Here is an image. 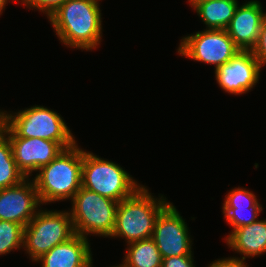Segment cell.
<instances>
[{"instance_id":"1","label":"cell","mask_w":266,"mask_h":267,"mask_svg":"<svg viewBox=\"0 0 266 267\" xmlns=\"http://www.w3.org/2000/svg\"><path fill=\"white\" fill-rule=\"evenodd\" d=\"M100 0H67L49 18L55 35L69 48L89 51L102 38Z\"/></svg>"},{"instance_id":"2","label":"cell","mask_w":266,"mask_h":267,"mask_svg":"<svg viewBox=\"0 0 266 267\" xmlns=\"http://www.w3.org/2000/svg\"><path fill=\"white\" fill-rule=\"evenodd\" d=\"M79 147L76 142L64 149L32 178L42 205L72 200L82 187L83 150Z\"/></svg>"},{"instance_id":"3","label":"cell","mask_w":266,"mask_h":267,"mask_svg":"<svg viewBox=\"0 0 266 267\" xmlns=\"http://www.w3.org/2000/svg\"><path fill=\"white\" fill-rule=\"evenodd\" d=\"M1 130L8 137L43 138L59 142L65 149L77 141L59 113L48 107L35 105L17 113L2 110Z\"/></svg>"},{"instance_id":"4","label":"cell","mask_w":266,"mask_h":267,"mask_svg":"<svg viewBox=\"0 0 266 267\" xmlns=\"http://www.w3.org/2000/svg\"><path fill=\"white\" fill-rule=\"evenodd\" d=\"M168 203L166 197L156 198L148 188L141 186L133 195L119 202L110 237L125 238L127 244L151 238L156 218Z\"/></svg>"},{"instance_id":"5","label":"cell","mask_w":266,"mask_h":267,"mask_svg":"<svg viewBox=\"0 0 266 267\" xmlns=\"http://www.w3.org/2000/svg\"><path fill=\"white\" fill-rule=\"evenodd\" d=\"M82 187L120 202L141 186L119 164L83 149Z\"/></svg>"},{"instance_id":"6","label":"cell","mask_w":266,"mask_h":267,"mask_svg":"<svg viewBox=\"0 0 266 267\" xmlns=\"http://www.w3.org/2000/svg\"><path fill=\"white\" fill-rule=\"evenodd\" d=\"M69 210L75 234L111 236L119 202L81 187L71 200Z\"/></svg>"},{"instance_id":"7","label":"cell","mask_w":266,"mask_h":267,"mask_svg":"<svg viewBox=\"0 0 266 267\" xmlns=\"http://www.w3.org/2000/svg\"><path fill=\"white\" fill-rule=\"evenodd\" d=\"M40 209L24 227L23 249L33 262L75 235L69 211Z\"/></svg>"},{"instance_id":"8","label":"cell","mask_w":266,"mask_h":267,"mask_svg":"<svg viewBox=\"0 0 266 267\" xmlns=\"http://www.w3.org/2000/svg\"><path fill=\"white\" fill-rule=\"evenodd\" d=\"M177 52L197 62L214 65V69L227 63L238 51L227 30L204 29L183 37Z\"/></svg>"},{"instance_id":"9","label":"cell","mask_w":266,"mask_h":267,"mask_svg":"<svg viewBox=\"0 0 266 267\" xmlns=\"http://www.w3.org/2000/svg\"><path fill=\"white\" fill-rule=\"evenodd\" d=\"M188 230L185 219L169 202L157 216L151 237L162 258L193 255V243Z\"/></svg>"},{"instance_id":"10","label":"cell","mask_w":266,"mask_h":267,"mask_svg":"<svg viewBox=\"0 0 266 267\" xmlns=\"http://www.w3.org/2000/svg\"><path fill=\"white\" fill-rule=\"evenodd\" d=\"M214 72L222 90L229 94L242 95L259 82L261 66L252 51L240 50Z\"/></svg>"},{"instance_id":"11","label":"cell","mask_w":266,"mask_h":267,"mask_svg":"<svg viewBox=\"0 0 266 267\" xmlns=\"http://www.w3.org/2000/svg\"><path fill=\"white\" fill-rule=\"evenodd\" d=\"M41 206L33 179L26 178L16 186L0 189V220L25 227Z\"/></svg>"},{"instance_id":"12","label":"cell","mask_w":266,"mask_h":267,"mask_svg":"<svg viewBox=\"0 0 266 267\" xmlns=\"http://www.w3.org/2000/svg\"><path fill=\"white\" fill-rule=\"evenodd\" d=\"M17 168L26 178L48 165L65 148L55 141L43 138L8 137Z\"/></svg>"},{"instance_id":"13","label":"cell","mask_w":266,"mask_h":267,"mask_svg":"<svg viewBox=\"0 0 266 267\" xmlns=\"http://www.w3.org/2000/svg\"><path fill=\"white\" fill-rule=\"evenodd\" d=\"M266 18L261 2L246 1L238 5L227 32L235 46L241 51H252L256 46L262 23Z\"/></svg>"},{"instance_id":"14","label":"cell","mask_w":266,"mask_h":267,"mask_svg":"<svg viewBox=\"0 0 266 267\" xmlns=\"http://www.w3.org/2000/svg\"><path fill=\"white\" fill-rule=\"evenodd\" d=\"M89 238L75 234L68 241L54 246L36 262L41 267H92Z\"/></svg>"},{"instance_id":"15","label":"cell","mask_w":266,"mask_h":267,"mask_svg":"<svg viewBox=\"0 0 266 267\" xmlns=\"http://www.w3.org/2000/svg\"><path fill=\"white\" fill-rule=\"evenodd\" d=\"M263 210L255 194L243 187L232 188L222 205V213L226 222L232 226L231 232L245 225H249L259 219V213Z\"/></svg>"},{"instance_id":"16","label":"cell","mask_w":266,"mask_h":267,"mask_svg":"<svg viewBox=\"0 0 266 267\" xmlns=\"http://www.w3.org/2000/svg\"><path fill=\"white\" fill-rule=\"evenodd\" d=\"M232 251L239 253L240 259L261 256L266 252V219L234 229L225 238Z\"/></svg>"},{"instance_id":"17","label":"cell","mask_w":266,"mask_h":267,"mask_svg":"<svg viewBox=\"0 0 266 267\" xmlns=\"http://www.w3.org/2000/svg\"><path fill=\"white\" fill-rule=\"evenodd\" d=\"M189 5L196 11L206 29L226 30L235 10L238 0H188Z\"/></svg>"},{"instance_id":"18","label":"cell","mask_w":266,"mask_h":267,"mask_svg":"<svg viewBox=\"0 0 266 267\" xmlns=\"http://www.w3.org/2000/svg\"><path fill=\"white\" fill-rule=\"evenodd\" d=\"M126 245L124 260L118 267H161L163 258L152 238Z\"/></svg>"},{"instance_id":"19","label":"cell","mask_w":266,"mask_h":267,"mask_svg":"<svg viewBox=\"0 0 266 267\" xmlns=\"http://www.w3.org/2000/svg\"><path fill=\"white\" fill-rule=\"evenodd\" d=\"M25 179L17 168L8 136L0 130V189L16 186Z\"/></svg>"},{"instance_id":"20","label":"cell","mask_w":266,"mask_h":267,"mask_svg":"<svg viewBox=\"0 0 266 267\" xmlns=\"http://www.w3.org/2000/svg\"><path fill=\"white\" fill-rule=\"evenodd\" d=\"M23 239L24 227L22 225L0 220V256L22 249Z\"/></svg>"},{"instance_id":"21","label":"cell","mask_w":266,"mask_h":267,"mask_svg":"<svg viewBox=\"0 0 266 267\" xmlns=\"http://www.w3.org/2000/svg\"><path fill=\"white\" fill-rule=\"evenodd\" d=\"M67 0H21L29 9H37L49 18Z\"/></svg>"},{"instance_id":"22","label":"cell","mask_w":266,"mask_h":267,"mask_svg":"<svg viewBox=\"0 0 266 267\" xmlns=\"http://www.w3.org/2000/svg\"><path fill=\"white\" fill-rule=\"evenodd\" d=\"M252 52L255 58L259 61L261 68L266 65V18L262 23L258 42Z\"/></svg>"},{"instance_id":"23","label":"cell","mask_w":266,"mask_h":267,"mask_svg":"<svg viewBox=\"0 0 266 267\" xmlns=\"http://www.w3.org/2000/svg\"><path fill=\"white\" fill-rule=\"evenodd\" d=\"M161 267H195L193 256L163 258Z\"/></svg>"},{"instance_id":"24","label":"cell","mask_w":266,"mask_h":267,"mask_svg":"<svg viewBox=\"0 0 266 267\" xmlns=\"http://www.w3.org/2000/svg\"><path fill=\"white\" fill-rule=\"evenodd\" d=\"M208 267H249L245 261L239 257H228L214 260Z\"/></svg>"},{"instance_id":"25","label":"cell","mask_w":266,"mask_h":267,"mask_svg":"<svg viewBox=\"0 0 266 267\" xmlns=\"http://www.w3.org/2000/svg\"><path fill=\"white\" fill-rule=\"evenodd\" d=\"M9 0H0V15L3 13V11L5 10V6L6 4H8ZM12 1V0H11ZM15 2V0H13ZM18 1V0H16Z\"/></svg>"},{"instance_id":"26","label":"cell","mask_w":266,"mask_h":267,"mask_svg":"<svg viewBox=\"0 0 266 267\" xmlns=\"http://www.w3.org/2000/svg\"><path fill=\"white\" fill-rule=\"evenodd\" d=\"M0 121H3V118H2V111L0 110Z\"/></svg>"},{"instance_id":"27","label":"cell","mask_w":266,"mask_h":267,"mask_svg":"<svg viewBox=\"0 0 266 267\" xmlns=\"http://www.w3.org/2000/svg\"><path fill=\"white\" fill-rule=\"evenodd\" d=\"M2 124H3V121H0V130H1Z\"/></svg>"}]
</instances>
